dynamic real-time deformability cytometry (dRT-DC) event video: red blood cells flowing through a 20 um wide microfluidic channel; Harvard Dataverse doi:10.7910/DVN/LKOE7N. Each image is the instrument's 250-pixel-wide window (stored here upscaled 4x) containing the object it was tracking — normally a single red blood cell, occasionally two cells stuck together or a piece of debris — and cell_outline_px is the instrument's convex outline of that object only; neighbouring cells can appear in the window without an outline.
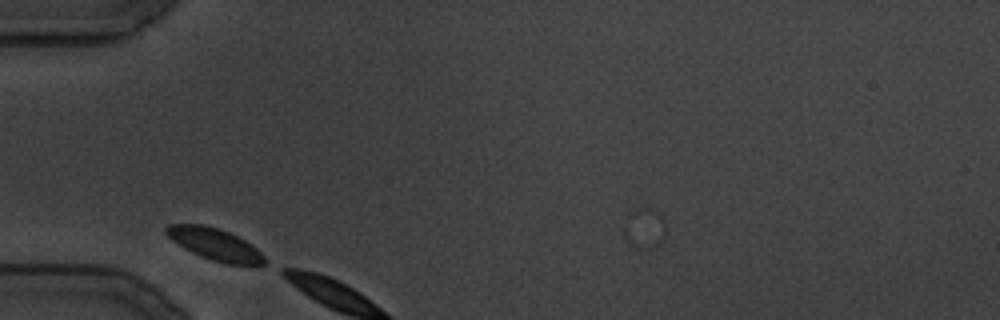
{"species": "common noctule bat (a hibernating species)", "species_latin": "Nyctalus noctula", "temperature_condition": "cold", "stored_images_in_passage": 4, "camera_frame_rate_fps": 3000, "um_per_image_px": 0.085, "animal": {"sex": "male", "body_mass_g": 19.5, "forearm_length_mm": 54.6}, "frame": {"image": 1, "passage_image": 2, "time_ms": 0.333, "image_size_px": [1000, 320], "cell_outline_px": [[264, 264], [224, 264], [200, 256], [184, 248], [172, 240], [164, 232], [164, 228], [168, 224], [204, 224], [228, 232], [244, 240], [256, 248], [264, 256]], "centroid_in_image_um": [18.2, 20.75], "position_along_channel_um": 66.8, "area_um2": 17.98}}